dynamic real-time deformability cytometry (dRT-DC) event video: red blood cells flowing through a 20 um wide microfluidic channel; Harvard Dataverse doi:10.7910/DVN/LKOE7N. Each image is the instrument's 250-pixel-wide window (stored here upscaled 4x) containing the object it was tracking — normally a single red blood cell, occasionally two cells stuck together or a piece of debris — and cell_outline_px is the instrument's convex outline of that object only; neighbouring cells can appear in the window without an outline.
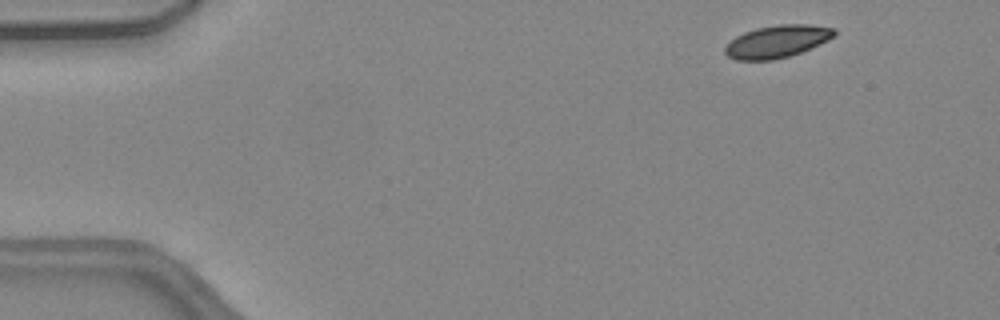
{"species": "common noctule bat (a hibernating species)", "species_latin": "Nyctalus noctula", "temperature_condition": "warm", "stored_images_in_passage": 48, "camera_frame_rate_fps": 3000, "um_per_image_px": 0.085, "animal": {"sex": "female", "body_mass_g": 24.6, "forearm_length_mm": 56.2}, "frame": {"image": 1, "passage_image": 3, "time_ms": 0.667, "image_size_px": [1000, 320], "cell_outline_px": [[836, 36], [812, 48], [788, 56], [772, 60], [736, 60], [728, 56], [724, 52], [724, 48], [736, 36], [744, 32], [756, 28], [780, 24], [808, 24], [836, 28]], "centroid_in_image_um": [66.08, 3.52], "position_along_channel_um": 18.9, "area_um2": 20.69}}
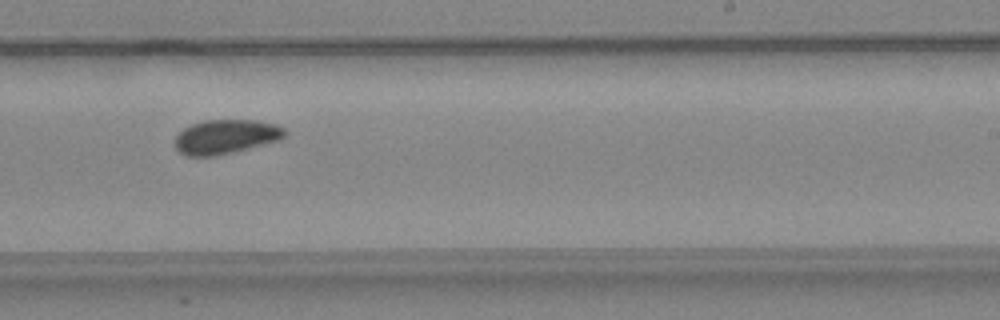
{"frame": {"image": 2, "passage_image": 29, "time_ms": 9.333, "image_size_px": [1000, 320], "cell_outline_px": [[288, 132], [284, 136], [276, 140], [232, 152], [212, 156], [184, 156], [172, 144], [176, 136], [184, 128], [192, 124], [204, 120], [256, 120], [276, 124], [284, 128]], "centroid_in_image_um": [19.14, 11.61], "position_along_channel_um": 269.9, "area_um2": 21.79}}
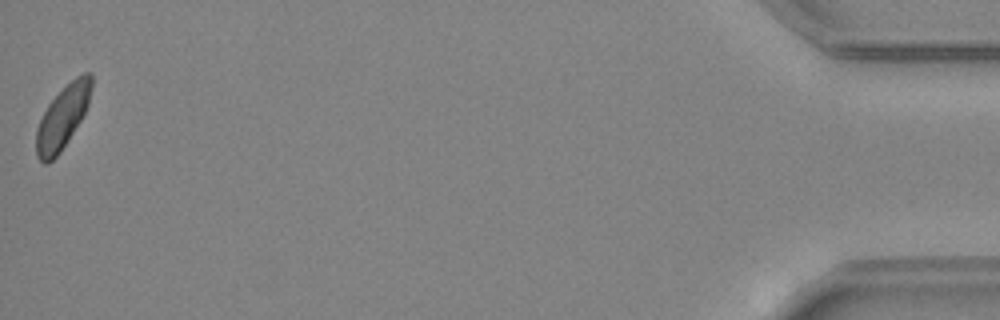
{"frame": {"image": 3, "passage_image": 48, "time_ms": 15.667, "image_size_px": [1000, 320], "cell_outline_px": [[92, 84], [88, 104], [80, 120], [60, 152], [48, 164], [44, 164], [36, 156], [36, 128], [48, 104], [76, 76], [84, 72], [92, 72]], "centroid_in_image_um": [5.31, 9.97], "position_along_channel_um": 429.9, "area_um2": 19.83}, "authors_computed_cell_mechanics": {"area_um2": 21.7039, "velocity_mm_per_s": 4.0696, "shape_relaxation_time_tau1_ms": 4.1105, "shape_relaxation_time_tau2_ms": null, "deformation_change_tau1": 0.0696, "deformation_change_tau2": null}}